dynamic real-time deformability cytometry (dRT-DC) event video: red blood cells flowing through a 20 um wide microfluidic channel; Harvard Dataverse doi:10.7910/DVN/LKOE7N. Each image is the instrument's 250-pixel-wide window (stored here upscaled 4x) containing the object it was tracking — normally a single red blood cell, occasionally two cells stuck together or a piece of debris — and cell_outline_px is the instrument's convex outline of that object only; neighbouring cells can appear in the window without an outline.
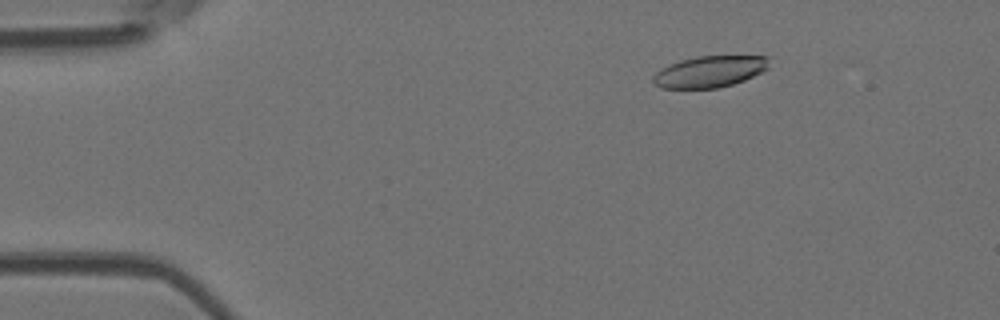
{"species": "Egyptian fruit bat (a non-hibernating species)", "species_latin": "Rousettus aegyptiacus", "temperature_condition": "room temperature", "stored_images_in_passage": 52, "segment_of_instrument_passage": [1, 2], "camera_frame_rate_fps": 3000, "um_per_image_px": 0.085, "animal": {"sex": "female"}, "frame": {"image": 1, "passage_image": 8, "time_ms": 2.333, "image_size_px": [1000, 320], "cell_outline_px": [[768, 68], [744, 80], [732, 84], [716, 88], [660, 88], [652, 80], [652, 76], [660, 68], [668, 64], [680, 60], [696, 56], [768, 56]], "centroid_in_image_um": [60.27, 6.08], "position_along_channel_um": 24.7, "area_um2": 21.15}}
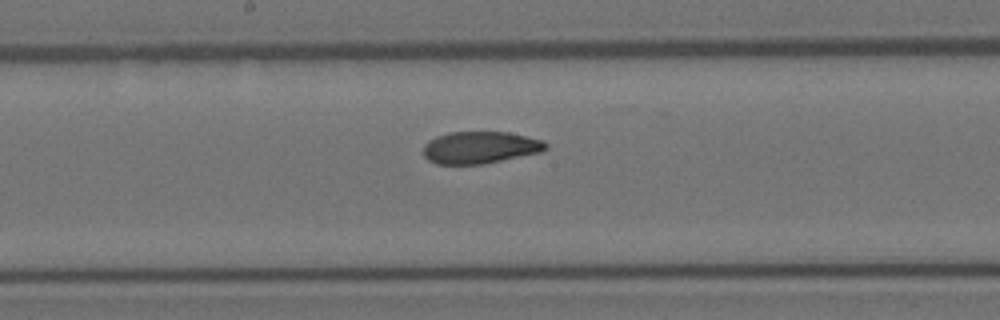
{"frame": {"image": 2, "passage_image": 28, "time_ms": 9.0, "image_size_px": [1000, 320], "cell_outline_px": [[548, 148], [540, 152], [484, 164], [436, 164], [428, 160], [424, 156], [424, 144], [428, 140], [436, 136], [448, 132], [508, 132], [544, 140], [548, 144]], "centroid_in_image_um": [40.8, 12.53], "position_along_channel_um": 207.4, "area_um2": 23.0}}
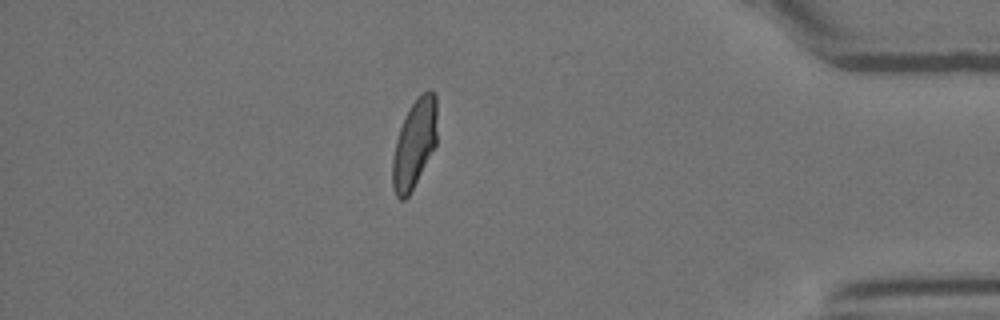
{"frame": {"image": 3, "passage_image": 46, "time_ms": 15.0, "image_size_px": [1000, 320], "cell_outline_px": [[436, 144], [408, 196], [404, 200], [400, 200], [396, 196], [392, 184], [392, 160], [396, 140], [400, 128], [416, 96], [428, 88], [436, 92]], "centroid_in_image_um": [35.22, 12.18], "position_along_channel_um": 400.0, "area_um2": 22.77}}